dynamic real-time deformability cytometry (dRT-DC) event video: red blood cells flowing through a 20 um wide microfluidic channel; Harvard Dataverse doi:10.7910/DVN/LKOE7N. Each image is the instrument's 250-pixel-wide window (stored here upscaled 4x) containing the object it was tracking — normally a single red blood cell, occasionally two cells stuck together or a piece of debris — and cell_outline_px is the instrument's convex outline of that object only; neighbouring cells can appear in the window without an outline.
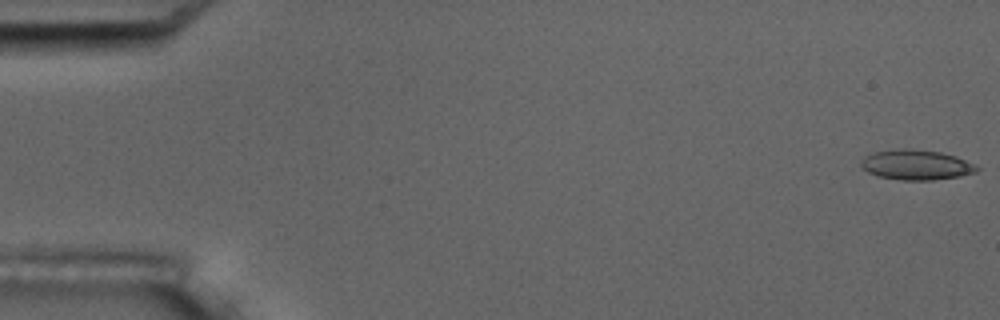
{"species": "common noctule bat (a hibernating species)", "species_latin": "Nyctalus noctula", "temperature_condition": "room temperature", "stored_images_in_passage": 5, "camera_frame_rate_fps": 3000, "um_per_image_px": 0.085, "animal": {"sex": "male", "body_mass_g": 17.5, "forearm_length_mm": 52.3}, "frame": {"image": 1, "passage_image": 1, "time_ms": 0.0, "image_size_px": [1000, 320], "cell_outline_px": [[980, 168], [976, 172], [960, 176], [932, 180], [904, 180], [880, 176], [868, 172], [860, 164], [860, 160], [864, 156], [872, 152], [900, 148], [912, 148], [940, 152], [956, 156], [976, 164]], "centroid_in_image_um": [77.89, 13.99], "position_along_channel_um": 7.1, "area_um2": 20.4}}
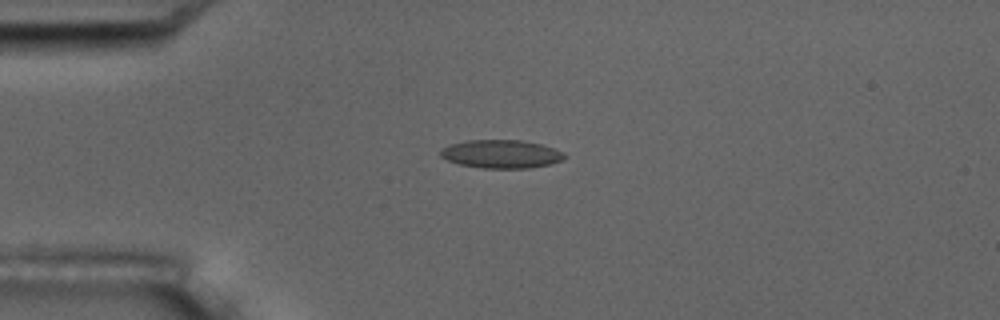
{"frame": {"image": 2, "passage_image": 4, "time_ms": 4.333, "image_size_px": [1000, 320], "cell_outline_px": [[568, 156], [564, 160], [548, 164], [528, 168], [484, 168], [460, 164], [448, 160], [440, 156], [440, 152], [448, 144], [468, 140], [520, 140], [540, 144], [556, 148], [564, 152]], "centroid_in_image_um": [42.65, 13.08], "position_along_channel_um": 42.4, "area_um2": 20.46}}